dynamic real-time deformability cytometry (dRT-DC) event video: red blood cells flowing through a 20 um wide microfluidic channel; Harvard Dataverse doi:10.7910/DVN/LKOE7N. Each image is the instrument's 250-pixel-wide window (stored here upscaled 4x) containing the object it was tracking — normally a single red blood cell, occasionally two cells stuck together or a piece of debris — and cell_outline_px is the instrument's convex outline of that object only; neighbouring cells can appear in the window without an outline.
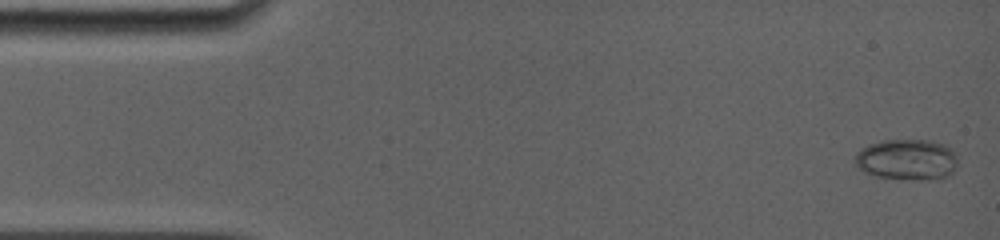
{"species": "common noctule bat (a hibernating species)", "species_latin": "Nyctalus noctula", "temperature_condition": "room temperature", "stored_images_in_passage": 30, "camera_frame_rate_fps": 5000, "um_per_image_px": 0.085, "animal": {"sex": "female", "body_mass_g": 19.0, "forearm_length_mm": 56.7}, "frame": {"image": 1, "passage_image": 2, "time_ms": 0.2, "image_size_px": [1000, 240], "cell_outline_px": [[956, 164], [952, 172], [948, 176], [940, 180], [912, 180], [876, 176], [864, 172], [852, 160], [856, 152], [860, 148], [868, 144], [880, 140], [928, 140], [944, 144], [956, 152]], "centroid_in_image_um": [77.07, 13.57], "position_along_channel_um": 7.9, "area_um2": 24.97}}
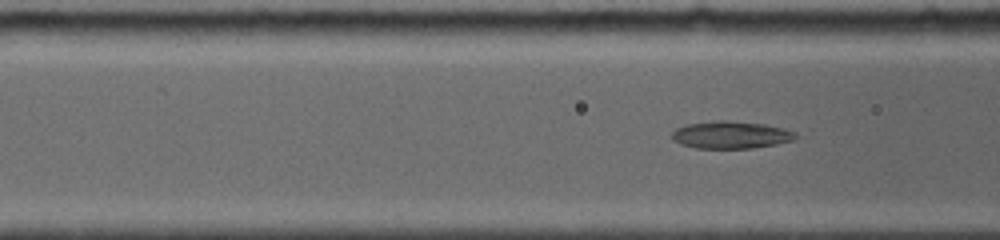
{"frame": {"image": 2, "passage_image": 21, "time_ms": 5.8, "image_size_px": [1000, 240], "cell_outline_px": [[796, 136], [792, 140], [776, 144], [752, 148], [696, 148], [680, 144], [672, 140], [672, 132], [676, 128], [684, 124], [720, 120], [724, 120], [764, 124], [784, 128], [796, 132]], "centroid_in_image_um": [62.08, 11.46], "position_along_channel_um": 104.5, "area_um2": 19.71}}
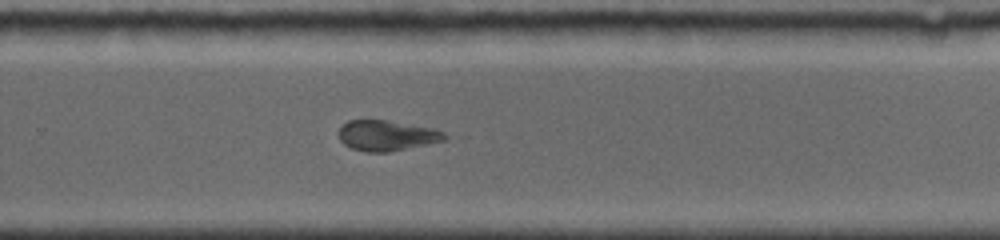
{"frame": {"image": 3, "passage_image": 30, "time_ms": 10.8, "image_size_px": [1000, 240], "cell_outline_px": [[448, 136], [444, 140], [388, 152], [368, 152], [352, 148], [344, 144], [340, 140], [340, 124], [348, 120], [388, 120], [428, 128], [444, 132]], "centroid_in_image_um": [32.82, 11.51], "position_along_channel_um": 297.0, "area_um2": 18.44}}